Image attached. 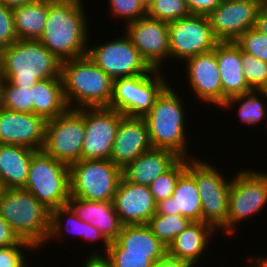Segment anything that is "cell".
<instances>
[{"label": "cell", "mask_w": 267, "mask_h": 267, "mask_svg": "<svg viewBox=\"0 0 267 267\" xmlns=\"http://www.w3.org/2000/svg\"><path fill=\"white\" fill-rule=\"evenodd\" d=\"M0 59L3 80L18 88L61 78L62 61L38 40H17L0 50Z\"/></svg>", "instance_id": "3957f363"}, {"label": "cell", "mask_w": 267, "mask_h": 267, "mask_svg": "<svg viewBox=\"0 0 267 267\" xmlns=\"http://www.w3.org/2000/svg\"><path fill=\"white\" fill-rule=\"evenodd\" d=\"M105 255L110 259L113 267H151L165 254L125 253V249L114 240L109 243Z\"/></svg>", "instance_id": "d6a6232c"}, {"label": "cell", "mask_w": 267, "mask_h": 267, "mask_svg": "<svg viewBox=\"0 0 267 267\" xmlns=\"http://www.w3.org/2000/svg\"><path fill=\"white\" fill-rule=\"evenodd\" d=\"M142 7L147 11L154 0H138Z\"/></svg>", "instance_id": "f907efd6"}, {"label": "cell", "mask_w": 267, "mask_h": 267, "mask_svg": "<svg viewBox=\"0 0 267 267\" xmlns=\"http://www.w3.org/2000/svg\"><path fill=\"white\" fill-rule=\"evenodd\" d=\"M84 137V108L68 109L55 119L46 121L42 151L70 166L81 160Z\"/></svg>", "instance_id": "8fae6325"}, {"label": "cell", "mask_w": 267, "mask_h": 267, "mask_svg": "<svg viewBox=\"0 0 267 267\" xmlns=\"http://www.w3.org/2000/svg\"><path fill=\"white\" fill-rule=\"evenodd\" d=\"M14 29L18 40H39L48 16V0L13 8Z\"/></svg>", "instance_id": "f546056e"}, {"label": "cell", "mask_w": 267, "mask_h": 267, "mask_svg": "<svg viewBox=\"0 0 267 267\" xmlns=\"http://www.w3.org/2000/svg\"><path fill=\"white\" fill-rule=\"evenodd\" d=\"M171 60L183 63L188 58L213 50L218 43L205 15L191 14L168 22ZM176 60V61H175Z\"/></svg>", "instance_id": "4fadbf2b"}, {"label": "cell", "mask_w": 267, "mask_h": 267, "mask_svg": "<svg viewBox=\"0 0 267 267\" xmlns=\"http://www.w3.org/2000/svg\"><path fill=\"white\" fill-rule=\"evenodd\" d=\"M122 225H146L157 211L149 186L126 181L123 177L113 200Z\"/></svg>", "instance_id": "d6986e66"}, {"label": "cell", "mask_w": 267, "mask_h": 267, "mask_svg": "<svg viewBox=\"0 0 267 267\" xmlns=\"http://www.w3.org/2000/svg\"><path fill=\"white\" fill-rule=\"evenodd\" d=\"M192 221L182 215L154 214L146 224L151 232L166 246L176 238Z\"/></svg>", "instance_id": "1f68e13d"}, {"label": "cell", "mask_w": 267, "mask_h": 267, "mask_svg": "<svg viewBox=\"0 0 267 267\" xmlns=\"http://www.w3.org/2000/svg\"><path fill=\"white\" fill-rule=\"evenodd\" d=\"M151 148L144 118L123 116L113 142L110 160L122 169Z\"/></svg>", "instance_id": "44dd1931"}, {"label": "cell", "mask_w": 267, "mask_h": 267, "mask_svg": "<svg viewBox=\"0 0 267 267\" xmlns=\"http://www.w3.org/2000/svg\"><path fill=\"white\" fill-rule=\"evenodd\" d=\"M31 92L34 114L41 116L46 121L55 119L69 109L64 97L62 78L41 80L31 87Z\"/></svg>", "instance_id": "83f0119b"}, {"label": "cell", "mask_w": 267, "mask_h": 267, "mask_svg": "<svg viewBox=\"0 0 267 267\" xmlns=\"http://www.w3.org/2000/svg\"><path fill=\"white\" fill-rule=\"evenodd\" d=\"M235 43L241 51L267 62V35L261 33L257 28L253 27L245 31Z\"/></svg>", "instance_id": "ab89813d"}, {"label": "cell", "mask_w": 267, "mask_h": 267, "mask_svg": "<svg viewBox=\"0 0 267 267\" xmlns=\"http://www.w3.org/2000/svg\"><path fill=\"white\" fill-rule=\"evenodd\" d=\"M124 28L122 32L147 64L165 72L163 65L167 64L170 55L168 22L145 16L125 25Z\"/></svg>", "instance_id": "9a60e30c"}, {"label": "cell", "mask_w": 267, "mask_h": 267, "mask_svg": "<svg viewBox=\"0 0 267 267\" xmlns=\"http://www.w3.org/2000/svg\"><path fill=\"white\" fill-rule=\"evenodd\" d=\"M3 108L19 113H34L31 87L18 88L8 81H4Z\"/></svg>", "instance_id": "e575fe53"}, {"label": "cell", "mask_w": 267, "mask_h": 267, "mask_svg": "<svg viewBox=\"0 0 267 267\" xmlns=\"http://www.w3.org/2000/svg\"><path fill=\"white\" fill-rule=\"evenodd\" d=\"M108 12L117 22H122L123 25L132 23L146 16V10L142 7L138 0H107Z\"/></svg>", "instance_id": "8d00e7d4"}, {"label": "cell", "mask_w": 267, "mask_h": 267, "mask_svg": "<svg viewBox=\"0 0 267 267\" xmlns=\"http://www.w3.org/2000/svg\"><path fill=\"white\" fill-rule=\"evenodd\" d=\"M21 241L6 220L0 215V247L17 245Z\"/></svg>", "instance_id": "7bdbcfd3"}, {"label": "cell", "mask_w": 267, "mask_h": 267, "mask_svg": "<svg viewBox=\"0 0 267 267\" xmlns=\"http://www.w3.org/2000/svg\"><path fill=\"white\" fill-rule=\"evenodd\" d=\"M223 0H186L191 14L208 16Z\"/></svg>", "instance_id": "b9f144b4"}, {"label": "cell", "mask_w": 267, "mask_h": 267, "mask_svg": "<svg viewBox=\"0 0 267 267\" xmlns=\"http://www.w3.org/2000/svg\"><path fill=\"white\" fill-rule=\"evenodd\" d=\"M163 71L152 68L146 74L113 80L108 108L115 109L124 116L144 117L159 95L171 84Z\"/></svg>", "instance_id": "52a82bcc"}, {"label": "cell", "mask_w": 267, "mask_h": 267, "mask_svg": "<svg viewBox=\"0 0 267 267\" xmlns=\"http://www.w3.org/2000/svg\"><path fill=\"white\" fill-rule=\"evenodd\" d=\"M61 78L69 109L110 105L113 80L88 55L63 61Z\"/></svg>", "instance_id": "277c9868"}, {"label": "cell", "mask_w": 267, "mask_h": 267, "mask_svg": "<svg viewBox=\"0 0 267 267\" xmlns=\"http://www.w3.org/2000/svg\"><path fill=\"white\" fill-rule=\"evenodd\" d=\"M218 231L205 222H191L167 247V254L189 262L193 267L202 263L201 258L207 256L213 239ZM206 254V255H204ZM199 263V264H198ZM198 264V265H197Z\"/></svg>", "instance_id": "603a6c76"}, {"label": "cell", "mask_w": 267, "mask_h": 267, "mask_svg": "<svg viewBox=\"0 0 267 267\" xmlns=\"http://www.w3.org/2000/svg\"><path fill=\"white\" fill-rule=\"evenodd\" d=\"M175 88L170 84L143 117L148 128L150 144L152 148L171 150L181 158H196L194 153L191 155L193 151H188V108L185 105H189L181 98L183 94L178 95L181 91L177 92Z\"/></svg>", "instance_id": "7a4b0ae2"}, {"label": "cell", "mask_w": 267, "mask_h": 267, "mask_svg": "<svg viewBox=\"0 0 267 267\" xmlns=\"http://www.w3.org/2000/svg\"><path fill=\"white\" fill-rule=\"evenodd\" d=\"M0 215L21 240L33 244L38 252L50 233L51 211L27 189H0Z\"/></svg>", "instance_id": "5b68a950"}, {"label": "cell", "mask_w": 267, "mask_h": 267, "mask_svg": "<svg viewBox=\"0 0 267 267\" xmlns=\"http://www.w3.org/2000/svg\"><path fill=\"white\" fill-rule=\"evenodd\" d=\"M253 170V171H251ZM231 180L226 236H236L243 220L261 214L267 206V171L242 168ZM250 217V218H249Z\"/></svg>", "instance_id": "8992f818"}, {"label": "cell", "mask_w": 267, "mask_h": 267, "mask_svg": "<svg viewBox=\"0 0 267 267\" xmlns=\"http://www.w3.org/2000/svg\"><path fill=\"white\" fill-rule=\"evenodd\" d=\"M251 256V257H250ZM247 258V265L245 267H267V255L257 256V254L249 255ZM250 264V265H249Z\"/></svg>", "instance_id": "7dc6e473"}, {"label": "cell", "mask_w": 267, "mask_h": 267, "mask_svg": "<svg viewBox=\"0 0 267 267\" xmlns=\"http://www.w3.org/2000/svg\"><path fill=\"white\" fill-rule=\"evenodd\" d=\"M67 233H71L69 235L70 237H72L71 235H75V238L78 239L79 237L82 240H85L84 242H86L87 240V242H91V244H93V242L100 241L103 249L98 248L101 247L98 245L94 250H89L91 251L88 252L89 254H106L108 251L110 242L99 231V229H97L91 223H87L81 220L79 217L76 216V214L68 205H64L57 207L56 209H53L51 211L50 233L45 245H50L49 243L54 240H66L64 238ZM99 249L101 250V252Z\"/></svg>", "instance_id": "7402d4cb"}, {"label": "cell", "mask_w": 267, "mask_h": 267, "mask_svg": "<svg viewBox=\"0 0 267 267\" xmlns=\"http://www.w3.org/2000/svg\"><path fill=\"white\" fill-rule=\"evenodd\" d=\"M36 1L37 0H0V3L6 7L13 9Z\"/></svg>", "instance_id": "c3c4849f"}, {"label": "cell", "mask_w": 267, "mask_h": 267, "mask_svg": "<svg viewBox=\"0 0 267 267\" xmlns=\"http://www.w3.org/2000/svg\"><path fill=\"white\" fill-rule=\"evenodd\" d=\"M37 152L25 146L0 144V188H24Z\"/></svg>", "instance_id": "4316f807"}, {"label": "cell", "mask_w": 267, "mask_h": 267, "mask_svg": "<svg viewBox=\"0 0 267 267\" xmlns=\"http://www.w3.org/2000/svg\"><path fill=\"white\" fill-rule=\"evenodd\" d=\"M222 84V105L235 95L251 92L241 63V49L235 42H218L213 49Z\"/></svg>", "instance_id": "cb8c5ba5"}, {"label": "cell", "mask_w": 267, "mask_h": 267, "mask_svg": "<svg viewBox=\"0 0 267 267\" xmlns=\"http://www.w3.org/2000/svg\"><path fill=\"white\" fill-rule=\"evenodd\" d=\"M187 167V158H180L169 170L159 175L150 185L149 189L156 203L172 197L179 175Z\"/></svg>", "instance_id": "836d02e7"}, {"label": "cell", "mask_w": 267, "mask_h": 267, "mask_svg": "<svg viewBox=\"0 0 267 267\" xmlns=\"http://www.w3.org/2000/svg\"><path fill=\"white\" fill-rule=\"evenodd\" d=\"M156 214L182 215L193 222H203L200 194L194 179V158L179 175L172 197L157 203Z\"/></svg>", "instance_id": "ffe728a7"}, {"label": "cell", "mask_w": 267, "mask_h": 267, "mask_svg": "<svg viewBox=\"0 0 267 267\" xmlns=\"http://www.w3.org/2000/svg\"><path fill=\"white\" fill-rule=\"evenodd\" d=\"M24 189L50 211L67 205L70 198L69 165L38 151L30 162Z\"/></svg>", "instance_id": "ba28073f"}, {"label": "cell", "mask_w": 267, "mask_h": 267, "mask_svg": "<svg viewBox=\"0 0 267 267\" xmlns=\"http://www.w3.org/2000/svg\"><path fill=\"white\" fill-rule=\"evenodd\" d=\"M184 73L188 90L198 102L217 109L222 106V84L215 51L195 55L185 60Z\"/></svg>", "instance_id": "e0dca14e"}, {"label": "cell", "mask_w": 267, "mask_h": 267, "mask_svg": "<svg viewBox=\"0 0 267 267\" xmlns=\"http://www.w3.org/2000/svg\"><path fill=\"white\" fill-rule=\"evenodd\" d=\"M17 40L13 11L0 3V50Z\"/></svg>", "instance_id": "60d3db41"}, {"label": "cell", "mask_w": 267, "mask_h": 267, "mask_svg": "<svg viewBox=\"0 0 267 267\" xmlns=\"http://www.w3.org/2000/svg\"><path fill=\"white\" fill-rule=\"evenodd\" d=\"M235 106L238 107L236 108ZM234 108L241 124L251 127L263 124V129L267 132V97L259 90H252L251 92L228 98L219 108L221 109L219 111L224 109V112H229L233 111L232 109Z\"/></svg>", "instance_id": "f1b7e54d"}, {"label": "cell", "mask_w": 267, "mask_h": 267, "mask_svg": "<svg viewBox=\"0 0 267 267\" xmlns=\"http://www.w3.org/2000/svg\"><path fill=\"white\" fill-rule=\"evenodd\" d=\"M151 267H193L189 262L171 257L167 253L155 261Z\"/></svg>", "instance_id": "f6af8a7d"}, {"label": "cell", "mask_w": 267, "mask_h": 267, "mask_svg": "<svg viewBox=\"0 0 267 267\" xmlns=\"http://www.w3.org/2000/svg\"><path fill=\"white\" fill-rule=\"evenodd\" d=\"M243 74L248 85L253 90H259L267 79V62L241 51Z\"/></svg>", "instance_id": "74e56055"}, {"label": "cell", "mask_w": 267, "mask_h": 267, "mask_svg": "<svg viewBox=\"0 0 267 267\" xmlns=\"http://www.w3.org/2000/svg\"><path fill=\"white\" fill-rule=\"evenodd\" d=\"M2 77V74H1V59H0V78Z\"/></svg>", "instance_id": "f5cc1de1"}, {"label": "cell", "mask_w": 267, "mask_h": 267, "mask_svg": "<svg viewBox=\"0 0 267 267\" xmlns=\"http://www.w3.org/2000/svg\"><path fill=\"white\" fill-rule=\"evenodd\" d=\"M202 159L196 154L194 179L200 194L203 222L225 235L232 177H225L212 161Z\"/></svg>", "instance_id": "9c48e42d"}, {"label": "cell", "mask_w": 267, "mask_h": 267, "mask_svg": "<svg viewBox=\"0 0 267 267\" xmlns=\"http://www.w3.org/2000/svg\"><path fill=\"white\" fill-rule=\"evenodd\" d=\"M180 158L171 150L151 148L122 168V177L129 182L149 186Z\"/></svg>", "instance_id": "d4e9b609"}, {"label": "cell", "mask_w": 267, "mask_h": 267, "mask_svg": "<svg viewBox=\"0 0 267 267\" xmlns=\"http://www.w3.org/2000/svg\"><path fill=\"white\" fill-rule=\"evenodd\" d=\"M67 205L77 217L91 223L111 242L122 229L113 201H90L70 196Z\"/></svg>", "instance_id": "484cf974"}, {"label": "cell", "mask_w": 267, "mask_h": 267, "mask_svg": "<svg viewBox=\"0 0 267 267\" xmlns=\"http://www.w3.org/2000/svg\"><path fill=\"white\" fill-rule=\"evenodd\" d=\"M3 78H0V110L3 109Z\"/></svg>", "instance_id": "681fc988"}, {"label": "cell", "mask_w": 267, "mask_h": 267, "mask_svg": "<svg viewBox=\"0 0 267 267\" xmlns=\"http://www.w3.org/2000/svg\"><path fill=\"white\" fill-rule=\"evenodd\" d=\"M191 15L186 0H154L146 11L152 19L171 22Z\"/></svg>", "instance_id": "d590c367"}, {"label": "cell", "mask_w": 267, "mask_h": 267, "mask_svg": "<svg viewBox=\"0 0 267 267\" xmlns=\"http://www.w3.org/2000/svg\"><path fill=\"white\" fill-rule=\"evenodd\" d=\"M116 38L88 43L87 55L112 80L148 73L152 68L140 56L130 39L122 32ZM113 38V39H112ZM92 45V46H91Z\"/></svg>", "instance_id": "7c38bea8"}, {"label": "cell", "mask_w": 267, "mask_h": 267, "mask_svg": "<svg viewBox=\"0 0 267 267\" xmlns=\"http://www.w3.org/2000/svg\"><path fill=\"white\" fill-rule=\"evenodd\" d=\"M82 267H113L105 254H88Z\"/></svg>", "instance_id": "ee69618b"}, {"label": "cell", "mask_w": 267, "mask_h": 267, "mask_svg": "<svg viewBox=\"0 0 267 267\" xmlns=\"http://www.w3.org/2000/svg\"><path fill=\"white\" fill-rule=\"evenodd\" d=\"M46 120L34 113L0 110V144L20 145L41 151Z\"/></svg>", "instance_id": "ac0fdd59"}, {"label": "cell", "mask_w": 267, "mask_h": 267, "mask_svg": "<svg viewBox=\"0 0 267 267\" xmlns=\"http://www.w3.org/2000/svg\"><path fill=\"white\" fill-rule=\"evenodd\" d=\"M84 3V0H48V16L38 41L62 62L87 55L92 19L87 17Z\"/></svg>", "instance_id": "6da1fadb"}, {"label": "cell", "mask_w": 267, "mask_h": 267, "mask_svg": "<svg viewBox=\"0 0 267 267\" xmlns=\"http://www.w3.org/2000/svg\"><path fill=\"white\" fill-rule=\"evenodd\" d=\"M259 0H223L207 17L218 42H235L245 31L255 27Z\"/></svg>", "instance_id": "2e32d148"}, {"label": "cell", "mask_w": 267, "mask_h": 267, "mask_svg": "<svg viewBox=\"0 0 267 267\" xmlns=\"http://www.w3.org/2000/svg\"><path fill=\"white\" fill-rule=\"evenodd\" d=\"M27 250L32 253L38 249L25 240L17 245L0 247V267H30L31 262H29V255L26 254Z\"/></svg>", "instance_id": "f35d334b"}, {"label": "cell", "mask_w": 267, "mask_h": 267, "mask_svg": "<svg viewBox=\"0 0 267 267\" xmlns=\"http://www.w3.org/2000/svg\"><path fill=\"white\" fill-rule=\"evenodd\" d=\"M115 241L125 253L166 254L167 247L147 225H124Z\"/></svg>", "instance_id": "4dcf8cb0"}, {"label": "cell", "mask_w": 267, "mask_h": 267, "mask_svg": "<svg viewBox=\"0 0 267 267\" xmlns=\"http://www.w3.org/2000/svg\"><path fill=\"white\" fill-rule=\"evenodd\" d=\"M259 91L267 97V79L263 86L259 89Z\"/></svg>", "instance_id": "816d5d0a"}, {"label": "cell", "mask_w": 267, "mask_h": 267, "mask_svg": "<svg viewBox=\"0 0 267 267\" xmlns=\"http://www.w3.org/2000/svg\"><path fill=\"white\" fill-rule=\"evenodd\" d=\"M255 28L264 35H267V3H263L259 9Z\"/></svg>", "instance_id": "bcb514c9"}, {"label": "cell", "mask_w": 267, "mask_h": 267, "mask_svg": "<svg viewBox=\"0 0 267 267\" xmlns=\"http://www.w3.org/2000/svg\"><path fill=\"white\" fill-rule=\"evenodd\" d=\"M70 168V196L90 201H113L122 169L111 160H79Z\"/></svg>", "instance_id": "30bf717a"}, {"label": "cell", "mask_w": 267, "mask_h": 267, "mask_svg": "<svg viewBox=\"0 0 267 267\" xmlns=\"http://www.w3.org/2000/svg\"><path fill=\"white\" fill-rule=\"evenodd\" d=\"M124 115L108 107L84 108L83 160H110L113 142Z\"/></svg>", "instance_id": "5bb4252c"}]
</instances>
